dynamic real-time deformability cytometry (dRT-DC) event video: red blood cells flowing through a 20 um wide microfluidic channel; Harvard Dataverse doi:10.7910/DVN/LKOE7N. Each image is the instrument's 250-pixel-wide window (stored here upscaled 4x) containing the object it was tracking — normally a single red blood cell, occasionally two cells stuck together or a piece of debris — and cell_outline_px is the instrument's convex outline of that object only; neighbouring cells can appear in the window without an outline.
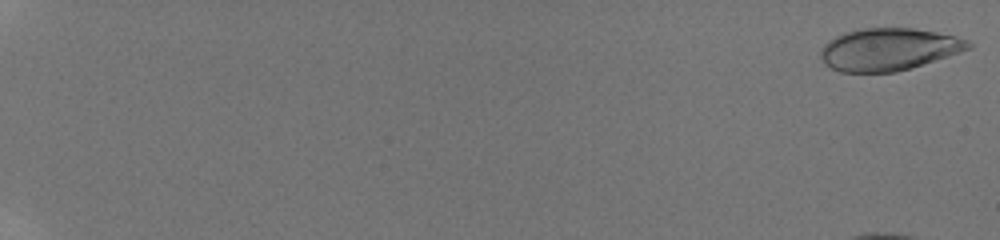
{"species": "human", "species_latin": "Homo sapiens", "temperature_condition": "room temperature", "stored_images_in_passage": 33, "camera_frame_rate_fps": 3000, "um_per_image_px": 0.085, "donor": {"sex": "male"}, "frame": {"image": 1, "passage_image": 1, "time_ms": 0.0, "image_size_px": [1000, 240], "cell_outline_px": [[972, 48], [948, 56], [896, 72], [840, 72], [832, 68], [820, 56], [820, 52], [824, 44], [828, 40], [844, 32], [860, 28], [912, 28], [936, 32], [968, 40], [972, 44]], "centroid_in_image_um": [75.52, 4.18], "position_along_channel_um": 9.5, "area_um2": 36.13}}